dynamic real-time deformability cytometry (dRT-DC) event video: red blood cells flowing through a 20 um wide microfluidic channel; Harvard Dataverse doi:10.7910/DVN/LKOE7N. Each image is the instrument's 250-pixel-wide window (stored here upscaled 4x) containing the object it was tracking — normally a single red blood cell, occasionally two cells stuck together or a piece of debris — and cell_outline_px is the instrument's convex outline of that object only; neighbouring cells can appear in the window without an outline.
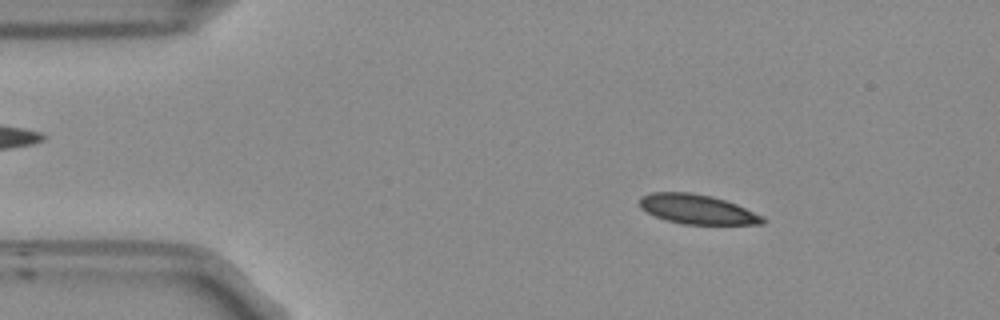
{"species": "Egyptian fruit bat (a non-hibernating species)", "species_latin": "Rousettus aegyptiacus", "temperature_condition": "room temperature", "stored_images_in_passage": 50, "camera_frame_rate_fps": 3000, "um_per_image_px": 0.085, "frame": {"image": 1, "passage_image": 5, "time_ms": 1.333, "image_size_px": [1000, 320], "cell_outline_px": [[768, 220], [764, 224], [684, 224], [664, 220], [640, 208], [640, 196], [652, 192], [688, 192], [712, 196], [736, 204], [764, 216]], "centroid_in_image_um": [59.28, 17.79], "position_along_channel_um": 25.7, "area_um2": 21.21}}
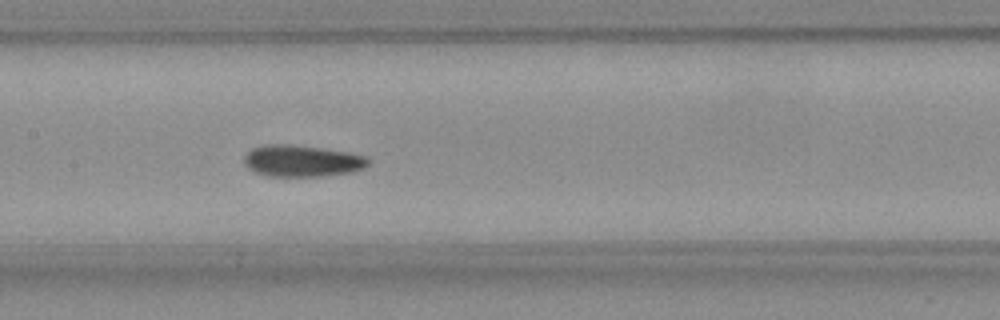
{"frame": {"image": 2, "passage_image": 22, "time_ms": 7.0, "image_size_px": [1000, 320], "cell_outline_px": [[368, 164], [364, 168], [352, 172], [320, 176], [268, 176], [252, 172], [244, 164], [244, 156], [252, 148], [264, 144], [288, 144], [324, 148], [348, 152], [364, 156], [368, 160]], "centroid_in_image_um": [25.62, 13.67], "position_along_channel_um": 181.8, "area_um2": 22.95}}
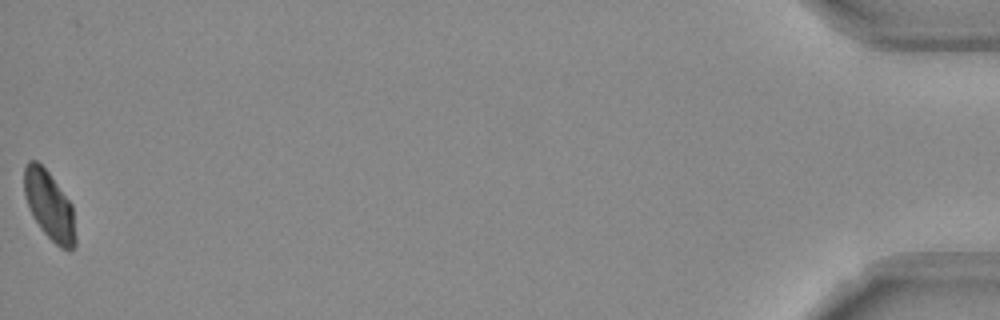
{"frame": {"image": 3, "passage_image": 50, "time_ms": 16.333, "image_size_px": [1000, 320], "cell_outline_px": [[76, 244], [68, 252], [60, 248], [40, 228], [24, 196], [24, 168], [28, 160], [36, 160], [48, 172], [72, 204], [76, 236]], "centroid_in_image_um": [4.21, 17.49], "position_along_channel_um": 431.0, "area_um2": 20.35}, "authors_computed_cell_mechanics": {"area_um2": 21.964, "velocity_mm_per_s": 3.7878, "shape_relaxation_time_tau1_ms": 9.2376, "shape_relaxation_time_tau2_ms": 3.0646, "deformation_change_tau1": 0.1659, "deformation_change_tau2": 0.0637}}